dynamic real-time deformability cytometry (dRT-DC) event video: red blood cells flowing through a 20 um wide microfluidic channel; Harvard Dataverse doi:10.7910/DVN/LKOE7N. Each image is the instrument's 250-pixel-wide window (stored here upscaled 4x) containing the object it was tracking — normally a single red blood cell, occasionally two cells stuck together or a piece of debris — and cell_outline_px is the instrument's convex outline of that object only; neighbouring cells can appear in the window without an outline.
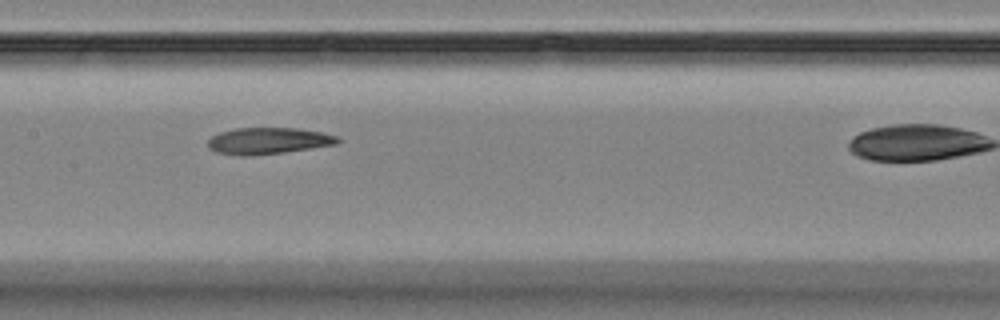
{"species": "Egyptian fruit bat (a non-hibernating species)", "species_latin": "Rousettus aegyptiacus", "temperature_condition": "room temperature", "stored_images_in_passage": 9, "camera_frame_rate_fps": 3000, "um_per_image_px": 0.085, "animal": {"sex": "female"}, "frame": {"image": 1, "passage_image": 6, "time_ms": 5.667, "image_size_px": [1000, 320], "cell_outline_px": [[340, 140], [336, 144], [284, 152], [248, 156], [240, 156], [216, 152], [208, 148], [208, 140], [212, 136], [220, 132], [236, 128], [296, 128], [324, 132], [340, 136]], "centroid_in_image_um": [22.81, 11.97], "position_along_channel_um": 184.6, "area_um2": 20.11}}
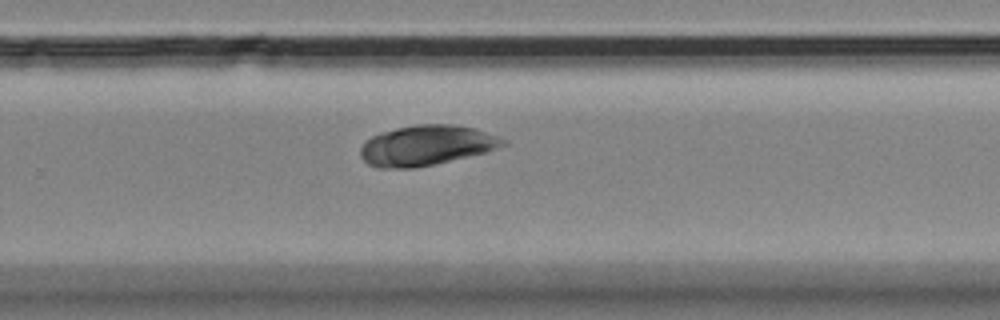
{"frame": {"image": 2, "passage_image": 9, "time_ms": 10.333, "image_size_px": [1000, 320], "cell_outline_px": [[508, 144], [484, 152], [432, 164], [412, 168], [376, 168], [368, 164], [360, 156], [360, 148], [364, 140], [380, 132], [396, 128], [416, 124], [452, 124], [476, 128], [508, 140]], "centroid_in_image_um": [36.21, 12.34], "position_along_channel_um": 293.6, "area_um2": 33.35}}